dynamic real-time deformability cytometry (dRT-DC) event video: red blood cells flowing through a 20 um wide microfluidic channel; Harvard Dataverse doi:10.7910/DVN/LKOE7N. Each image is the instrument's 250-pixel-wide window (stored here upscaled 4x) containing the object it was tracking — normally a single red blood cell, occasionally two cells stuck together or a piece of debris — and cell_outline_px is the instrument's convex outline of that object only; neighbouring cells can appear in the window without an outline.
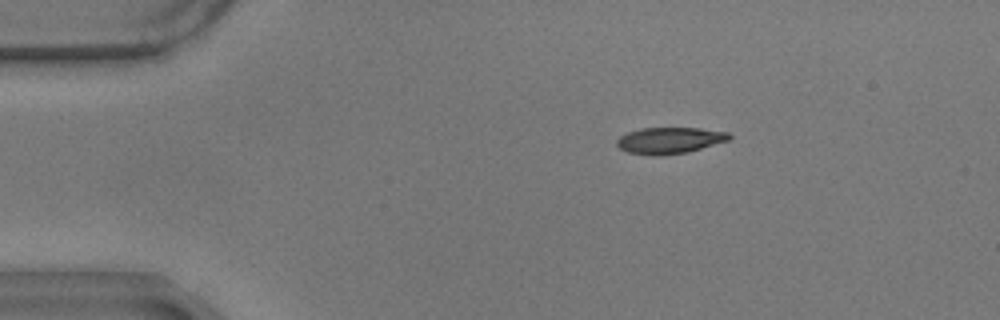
{"species": "common noctule bat (a hibernating species)", "species_latin": "Nyctalus noctula", "temperature_condition": "warm", "stored_images_in_passage": 45, "camera_frame_rate_fps": 3000, "um_per_image_px": 0.085, "animal": {"sex": "male", "body_mass_g": 17.9}, "frame": {"image": 1, "passage_image": 1, "time_ms": 0.0, "image_size_px": [1000, 320], "cell_outline_px": [[732, 136], [728, 140], [688, 152], [660, 156], [652, 156], [628, 152], [620, 148], [616, 144], [616, 140], [620, 136], [628, 132], [640, 128], [700, 128], [728, 132]], "centroid_in_image_um": [56.89, 11.94], "position_along_channel_um": 28.1, "area_um2": 17.28}}
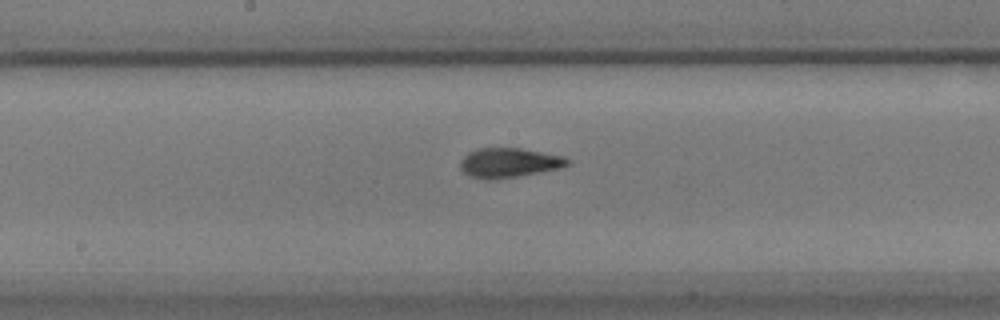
{"frame": {"image": 2, "passage_image": 21, "time_ms": 6.667, "image_size_px": [1000, 320], "cell_outline_px": [[572, 160], [568, 164], [560, 168], [540, 172], [496, 180], [484, 180], [468, 176], [460, 168], [460, 160], [468, 152], [480, 148], [520, 148], [564, 156]], "centroid_in_image_um": [43.24, 13.84], "position_along_channel_um": 205.0, "area_um2": 18.67}}
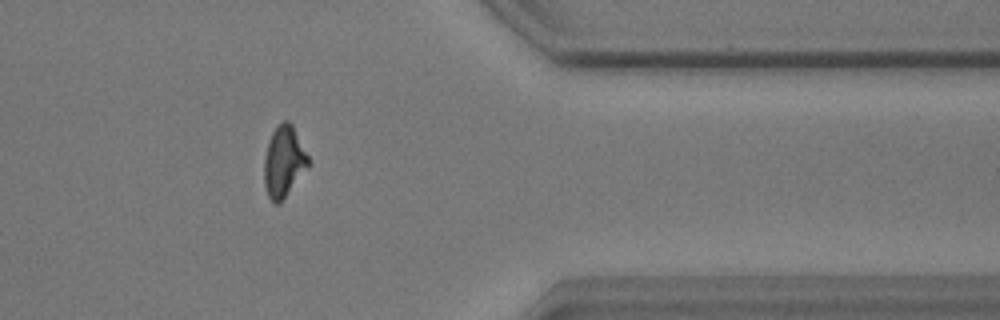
{"frame": {"image": 3, "passage_image": 38, "time_ms": 12.333, "image_size_px": [1000, 320], "cell_outline_px": [[312, 160], [280, 204], [276, 204], [268, 196], [264, 184], [264, 156], [268, 140], [272, 132], [284, 120], [288, 120], [292, 124]], "centroid_in_image_um": [24.13, 13.72], "position_along_channel_um": 387.3, "area_um2": 18.38}, "authors_computed_cell_mechanics": {"area_um2": 18.0336, "velocity_mm_per_s": 3.5145, "shape_relaxation_time_tau1_ms": 4.3236, "shape_relaxation_time_tau2_ms": 1.8851, "deformation_change_tau1": 0.1726, "deformation_change_tau2": 0.0913}}